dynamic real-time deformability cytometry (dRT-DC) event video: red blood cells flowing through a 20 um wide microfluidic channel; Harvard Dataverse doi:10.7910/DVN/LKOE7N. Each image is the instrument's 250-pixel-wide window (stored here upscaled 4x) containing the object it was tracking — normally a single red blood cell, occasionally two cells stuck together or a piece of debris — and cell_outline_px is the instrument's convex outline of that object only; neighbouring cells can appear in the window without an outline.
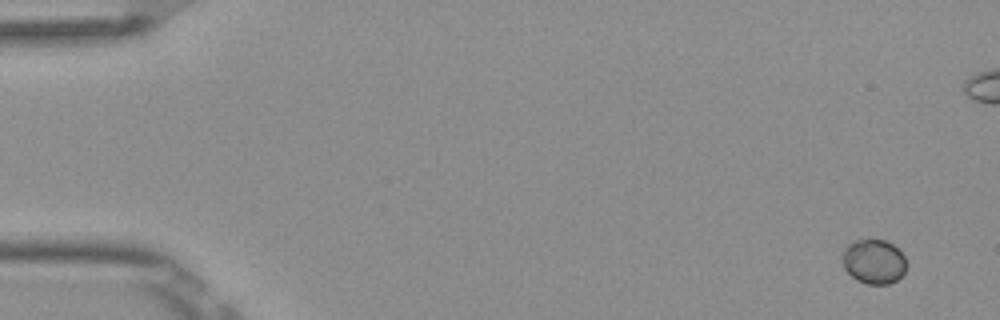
{"species": "Egyptian fruit bat (a non-hibernating species)", "species_latin": "Rousettus aegyptiacus", "temperature_condition": "room temperature", "stored_images_in_passage": 6, "camera_frame_rate_fps": 3000, "um_per_image_px": 0.085, "frame": {"image": 1, "passage_image": 1, "time_ms": 0.0, "image_size_px": [1000, 320], "cell_outline_px": [[904, 272], [896, 280], [888, 284], [868, 284], [856, 280], [844, 268], [844, 248], [848, 244], [856, 240], [884, 240], [892, 244], [904, 256]], "centroid_in_image_um": [74.26, 22.24], "position_along_channel_um": 10.7, "area_um2": 16.18}}